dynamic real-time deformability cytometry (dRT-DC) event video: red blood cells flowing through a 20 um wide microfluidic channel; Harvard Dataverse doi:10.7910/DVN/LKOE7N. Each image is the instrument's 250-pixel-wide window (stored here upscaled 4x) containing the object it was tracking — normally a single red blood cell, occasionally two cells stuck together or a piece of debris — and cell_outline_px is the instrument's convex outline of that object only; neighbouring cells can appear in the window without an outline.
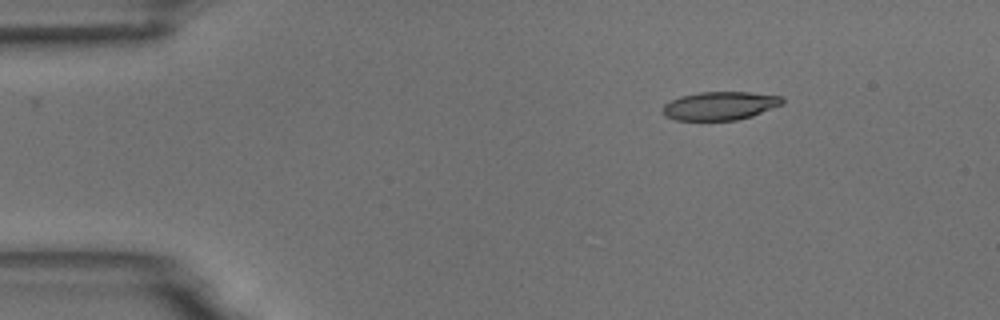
{"species": "common noctule bat (a hibernating species)", "species_latin": "Nyctalus noctula", "temperature_condition": "room temperature", "stored_images_in_passage": 4, "camera_frame_rate_fps": 3000, "um_per_image_px": 0.085, "animal": {"sex": "male", "body_mass_g": 18.8}, "frame": {"image": 1, "passage_image": 1, "time_ms": 0.0, "image_size_px": [1000, 320], "cell_outline_px": [[784, 104], [752, 116], [736, 120], [676, 120], [664, 116], [664, 104], [680, 96], [700, 92], [748, 92], [784, 96]], "centroid_in_image_um": [61.24, 8.99], "position_along_channel_um": 23.8, "area_um2": 19.83}}
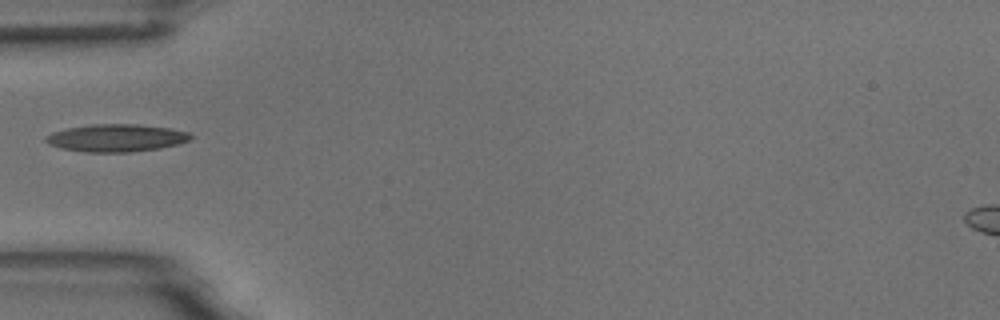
{"frame": {"image": 2, "passage_image": 4, "time_ms": 3.333, "image_size_px": [1000, 320], "cell_outline_px": [[192, 136], [188, 140], [176, 144], [160, 148], [128, 152], [88, 152], [60, 148], [48, 144], [44, 140], [44, 136], [52, 132], [68, 128], [92, 124], [136, 124], [168, 128], [188, 132]], "centroid_in_image_um": [9.82, 11.72], "position_along_channel_um": 75.2, "area_um2": 23.06}}